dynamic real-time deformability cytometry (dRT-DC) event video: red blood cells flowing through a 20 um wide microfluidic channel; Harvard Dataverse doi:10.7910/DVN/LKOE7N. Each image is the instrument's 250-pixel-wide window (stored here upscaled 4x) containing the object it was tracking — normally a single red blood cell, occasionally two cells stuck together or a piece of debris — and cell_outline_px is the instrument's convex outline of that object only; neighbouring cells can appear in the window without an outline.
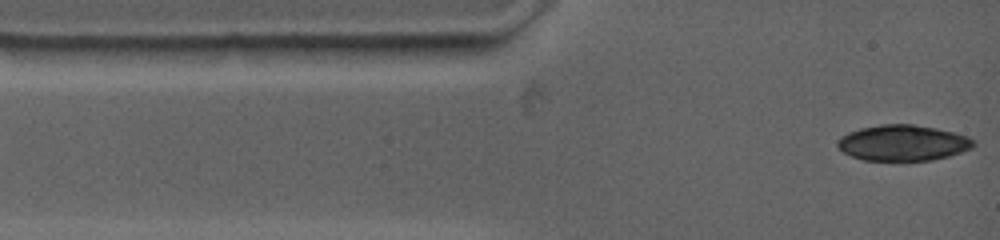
{"species": "common noctule bat (a hibernating species)", "species_latin": "Nyctalus noctula", "temperature_condition": "warm", "stored_images_in_passage": 7, "camera_frame_rate_fps": 4500, "um_per_image_px": 0.085, "animal": {"sex": "female", "body_mass_g": 19.0, "forearm_length_mm": 53.3}, "frame": {"image": 1, "passage_image": 1, "time_ms": 0.0, "image_size_px": [1000, 240], "cell_outline_px": [[976, 144], [972, 148], [948, 156], [932, 160], [904, 164], [900, 164], [860, 160], [844, 152], [836, 144], [836, 140], [840, 136], [848, 132], [860, 128], [880, 124], [912, 124], [936, 128], [968, 136], [976, 140]], "centroid_in_image_um": [76.73, 12.19], "position_along_channel_um": 8.3, "area_um2": 29.54}}